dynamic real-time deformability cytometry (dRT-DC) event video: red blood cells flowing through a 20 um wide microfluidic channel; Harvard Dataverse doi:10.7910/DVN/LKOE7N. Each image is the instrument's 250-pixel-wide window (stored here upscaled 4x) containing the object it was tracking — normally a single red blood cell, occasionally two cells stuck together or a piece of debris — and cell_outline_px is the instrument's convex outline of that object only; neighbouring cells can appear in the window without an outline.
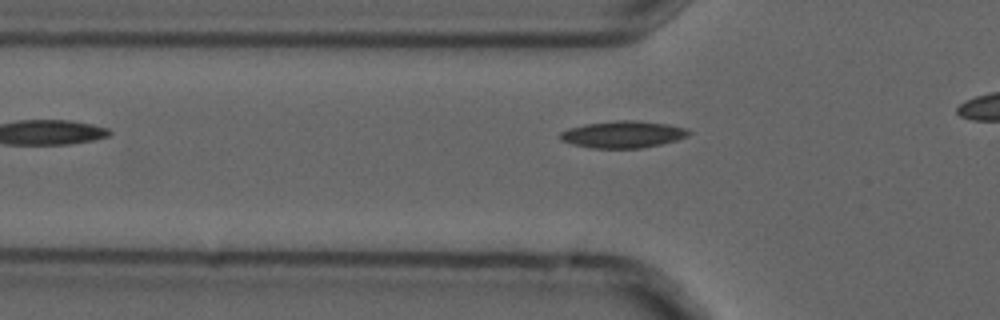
{"species": "common noctule bat (a hibernating species)", "species_latin": "Nyctalus noctula", "temperature_condition": "cold", "stored_images_in_passage": 4, "camera_frame_rate_fps": 3000, "um_per_image_px": 0.085, "animal": {"sex": "male", "forearm_length_mm": 52.5}, "frame": {"image": 1, "passage_image": 4, "time_ms": 1.0, "image_size_px": [1000, 320], "cell_outline_px": [[692, 132], [688, 136], [676, 140], [660, 144], [640, 148], [592, 148], [572, 144], [560, 140], [560, 132], [568, 128], [584, 124], [616, 120], [636, 120], [668, 124], [684, 128]], "centroid_in_image_um": [52.93, 11.42], "position_along_channel_um": 72.9, "area_um2": 20.17}}